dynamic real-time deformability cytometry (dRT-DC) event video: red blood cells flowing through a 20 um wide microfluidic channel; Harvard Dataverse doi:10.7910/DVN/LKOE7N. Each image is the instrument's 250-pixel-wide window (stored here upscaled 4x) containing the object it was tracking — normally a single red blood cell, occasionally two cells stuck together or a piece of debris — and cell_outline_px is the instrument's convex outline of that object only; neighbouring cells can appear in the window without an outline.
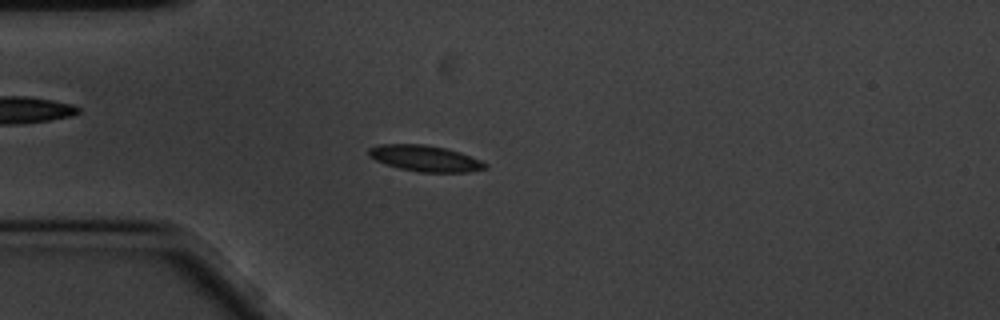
{"species": "common noctule bat (a hibernating species)", "species_latin": "Nyctalus noctula", "temperature_condition": "cold", "stored_images_in_passage": 58, "camera_frame_rate_fps": 3000, "um_per_image_px": 0.085, "animal": {"sex": "male", "body_mass_g": 20.1, "forearm_length_mm": 53.5}, "frame": {"image": 1, "passage_image": 15, "time_ms": 4.667, "image_size_px": [1000, 320], "cell_outline_px": [[488, 168], [468, 172], [420, 172], [400, 168], [384, 164], [368, 156], [368, 148], [380, 144], [424, 144], [444, 148], [460, 152], [480, 160], [488, 164]], "centroid_in_image_um": [36.12, 13.46], "position_along_channel_um": 48.9, "area_um2": 17.69}}
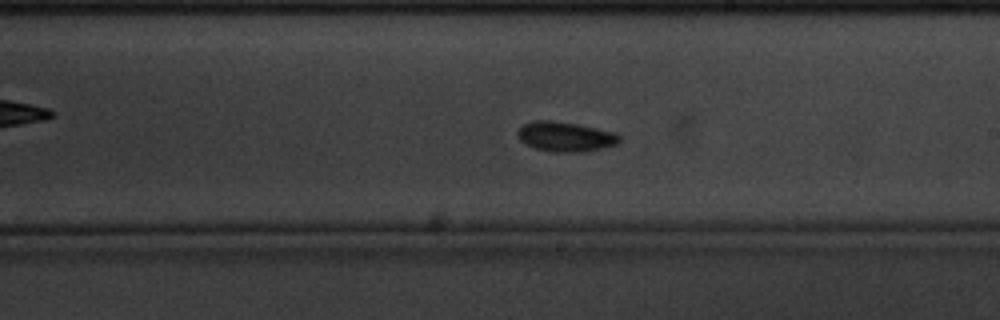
{"frame": {"image": 2, "passage_image": 33, "time_ms": 10.667, "image_size_px": [1000, 320], "cell_outline_px": [[620, 140], [616, 144], [588, 152], [552, 152], [536, 148], [520, 140], [516, 136], [516, 132], [524, 124], [532, 120], [552, 120], [576, 124], [616, 132], [620, 136]], "centroid_in_image_um": [48.06, 11.61], "position_along_channel_um": 240.9, "area_um2": 17.74}}
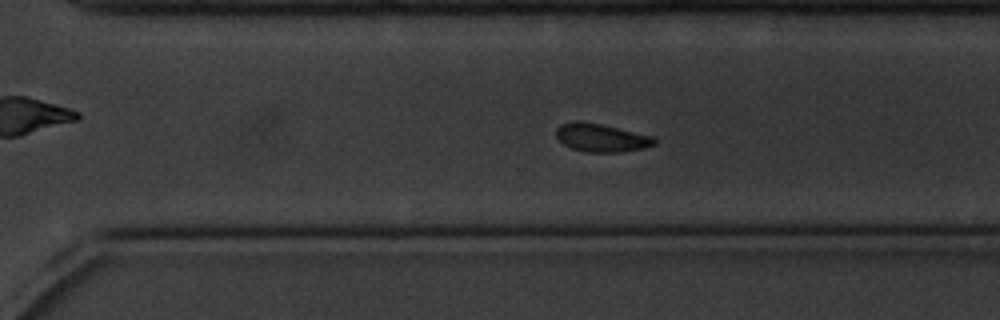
{"frame": {"image": 3, "passage_image": 40, "time_ms": 13.0, "image_size_px": [1000, 320], "cell_outline_px": [[656, 144], [644, 148], [616, 152], [588, 152], [572, 148], [564, 144], [556, 136], [556, 128], [560, 124], [576, 120], [580, 120], [600, 124], [652, 136], [656, 140]], "centroid_in_image_um": [51.08, 11.69], "position_along_channel_um": 319.5, "area_um2": 15.95}, "authors_computed_cell_mechanics": {"area_um2": 16.6175, "velocity_mm_per_s": 3.38, "shape_relaxation_time_tau1_ms": 9.7292, "shape_relaxation_time_tau2_ms": 2.8137, "deformation_change_tau1": 0.2458, "deformation_change_tau2": 0.0747}}